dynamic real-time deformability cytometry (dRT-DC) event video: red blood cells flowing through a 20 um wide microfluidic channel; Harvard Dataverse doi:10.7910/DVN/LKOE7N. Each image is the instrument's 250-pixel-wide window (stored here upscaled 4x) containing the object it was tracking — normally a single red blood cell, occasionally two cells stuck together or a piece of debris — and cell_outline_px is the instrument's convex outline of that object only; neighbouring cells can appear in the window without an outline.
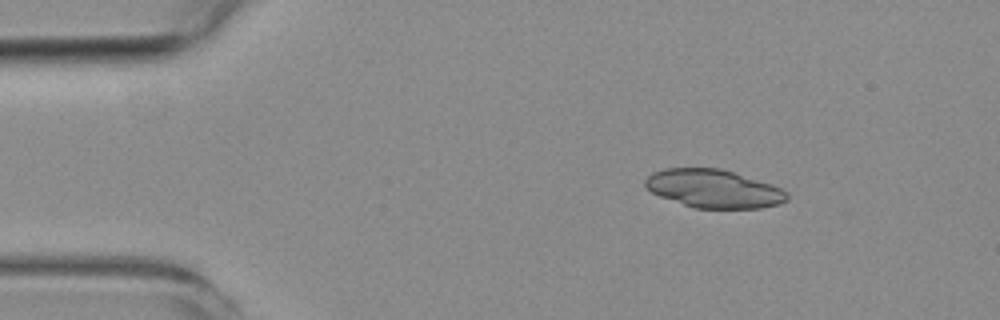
{"species": "common noctule bat (a hibernating species)", "species_latin": "Nyctalus noctula", "temperature_condition": "room temperature", "stored_images_in_passage": 4, "camera_frame_rate_fps": 3000, "um_per_image_px": 0.085, "animal": {"sex": "female", "body_mass_g": 19.3, "forearm_length_mm": 54.1}, "frame": {"image": 1, "passage_image": 1, "time_ms": 0.0, "image_size_px": [1000, 320], "cell_outline_px": [[788, 200], [780, 204], [760, 208], [692, 208], [660, 196], [644, 188], [644, 180], [652, 172], [664, 168], [720, 168], [772, 184], [788, 192]], "centroid_in_image_um": [60.64, 16.04], "position_along_channel_um": 24.4, "area_um2": 31.79}}
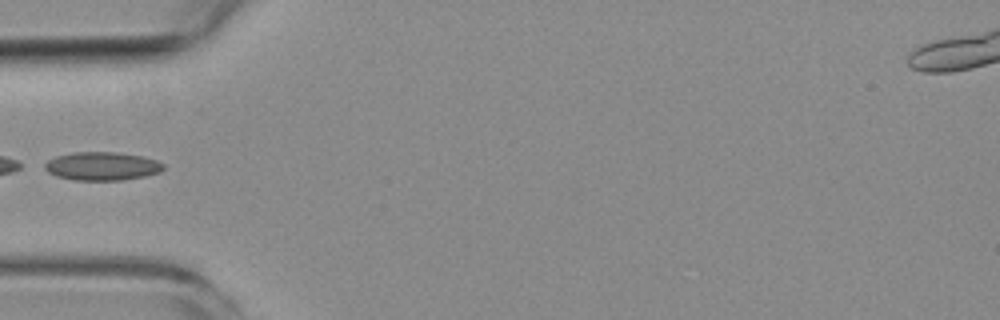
{"frame": {"image": 2, "passage_image": 4, "time_ms": 3.333, "image_size_px": [1000, 320], "cell_outline_px": [[164, 168], [160, 172], [144, 176], [120, 180], [72, 180], [56, 176], [48, 172], [44, 168], [44, 164], [48, 160], [56, 156], [72, 152], [116, 152], [144, 156], [156, 160], [164, 164]], "centroid_in_image_um": [8.66, 14.12], "position_along_channel_um": 76.3, "area_um2": 19.71}}